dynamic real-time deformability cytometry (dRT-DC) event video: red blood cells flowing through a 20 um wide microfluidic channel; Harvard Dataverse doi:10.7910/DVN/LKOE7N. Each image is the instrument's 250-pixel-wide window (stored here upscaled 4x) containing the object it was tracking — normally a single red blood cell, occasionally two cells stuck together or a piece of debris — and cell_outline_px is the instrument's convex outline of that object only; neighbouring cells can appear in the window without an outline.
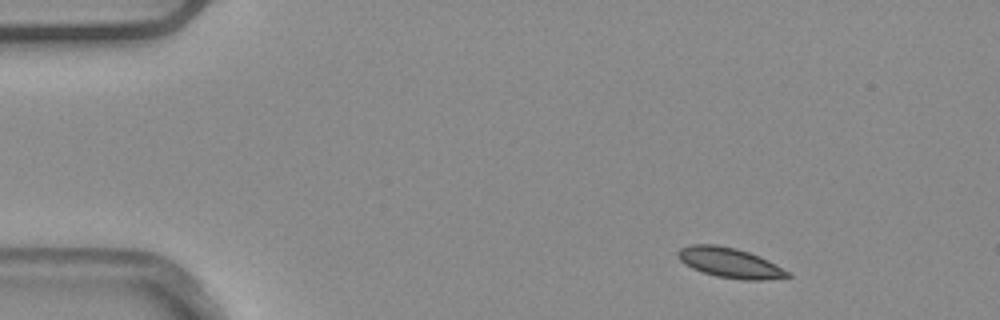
{"species": "common noctule bat (a hibernating species)", "species_latin": "Nyctalus noctula", "temperature_condition": "warm", "stored_images_in_passage": 5, "camera_frame_rate_fps": 3000, "um_per_image_px": 0.085, "animal": {"sex": "male", "body_mass_g": 20.4}, "frame": {"image": 1, "passage_image": 1, "time_ms": 0.0, "image_size_px": [1000, 320], "cell_outline_px": [[792, 276], [764, 280], [744, 280], [716, 276], [692, 268], [684, 264], [676, 256], [676, 252], [680, 248], [692, 244], [716, 244], [736, 248], [760, 256], [792, 272]], "centroid_in_image_um": [62.05, 22.33], "position_along_channel_um": 23.0, "area_um2": 19.36}}
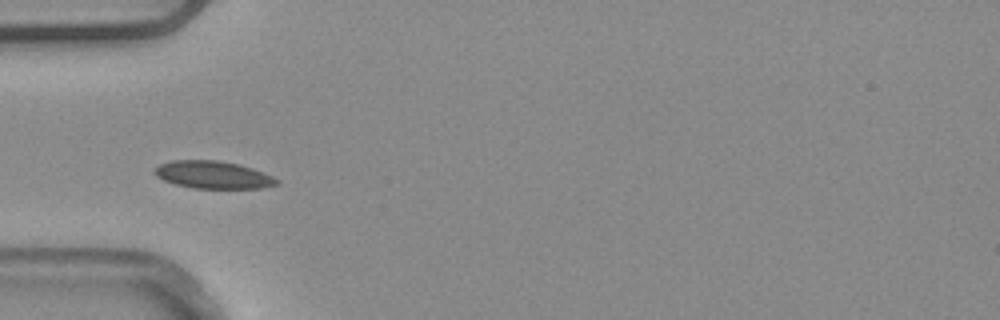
{"frame": {"image": 2, "passage_image": 4, "time_ms": 1.0, "image_size_px": [1000, 320], "cell_outline_px": [[280, 184], [260, 188], [192, 188], [176, 184], [164, 180], [156, 176], [152, 172], [160, 164], [172, 160], [216, 160], [240, 164], [264, 172], [280, 180]], "centroid_in_image_um": [18.13, 14.86], "position_along_channel_um": 66.9, "area_um2": 19.65}}
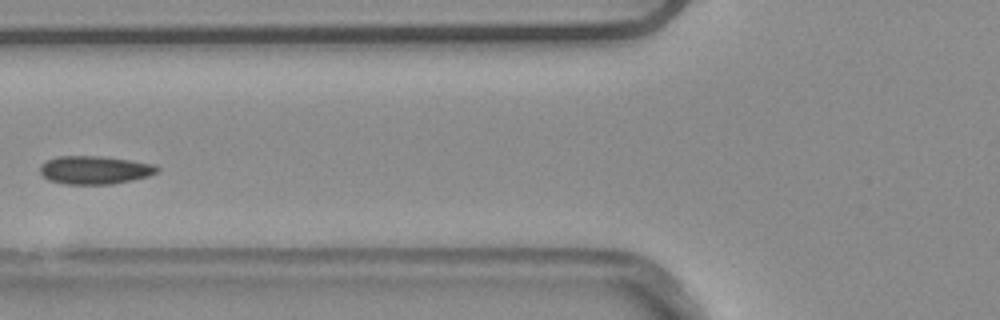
{"frame": {"image": 3, "passage_image": 5, "time_ms": 1.333, "image_size_px": [1000, 320], "cell_outline_px": [[160, 168], [156, 172], [148, 176], [132, 180], [112, 184], [64, 184], [48, 180], [40, 172], [40, 164], [56, 156], [100, 156], [156, 164]], "centroid_in_image_um": [8.04, 14.45], "position_along_channel_um": 117.8, "area_um2": 19.25}}